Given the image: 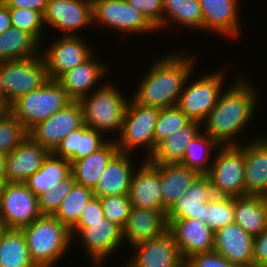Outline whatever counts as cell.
Masks as SVG:
<instances>
[{"mask_svg": "<svg viewBox=\"0 0 267 267\" xmlns=\"http://www.w3.org/2000/svg\"><path fill=\"white\" fill-rule=\"evenodd\" d=\"M0 73L7 110L19 97L40 88L49 80L41 54L26 59L0 62Z\"/></svg>", "mask_w": 267, "mask_h": 267, "instance_id": "cell-9", "label": "cell"}, {"mask_svg": "<svg viewBox=\"0 0 267 267\" xmlns=\"http://www.w3.org/2000/svg\"><path fill=\"white\" fill-rule=\"evenodd\" d=\"M205 223L214 233L226 225L235 223L234 197L215 195L208 201Z\"/></svg>", "mask_w": 267, "mask_h": 267, "instance_id": "cell-38", "label": "cell"}, {"mask_svg": "<svg viewBox=\"0 0 267 267\" xmlns=\"http://www.w3.org/2000/svg\"><path fill=\"white\" fill-rule=\"evenodd\" d=\"M168 231L166 211L132 207L123 228V240L133 247Z\"/></svg>", "mask_w": 267, "mask_h": 267, "instance_id": "cell-23", "label": "cell"}, {"mask_svg": "<svg viewBox=\"0 0 267 267\" xmlns=\"http://www.w3.org/2000/svg\"><path fill=\"white\" fill-rule=\"evenodd\" d=\"M253 242V235L232 223L215 232L213 251L232 264L253 267Z\"/></svg>", "mask_w": 267, "mask_h": 267, "instance_id": "cell-22", "label": "cell"}, {"mask_svg": "<svg viewBox=\"0 0 267 267\" xmlns=\"http://www.w3.org/2000/svg\"><path fill=\"white\" fill-rule=\"evenodd\" d=\"M234 265L214 251L195 254L185 261V267H233Z\"/></svg>", "mask_w": 267, "mask_h": 267, "instance_id": "cell-45", "label": "cell"}, {"mask_svg": "<svg viewBox=\"0 0 267 267\" xmlns=\"http://www.w3.org/2000/svg\"><path fill=\"white\" fill-rule=\"evenodd\" d=\"M157 29L162 30L163 0H127Z\"/></svg>", "mask_w": 267, "mask_h": 267, "instance_id": "cell-44", "label": "cell"}, {"mask_svg": "<svg viewBox=\"0 0 267 267\" xmlns=\"http://www.w3.org/2000/svg\"><path fill=\"white\" fill-rule=\"evenodd\" d=\"M132 158L133 156L130 153L119 151L111 159L92 189L94 197L102 198L129 194L131 179L136 169Z\"/></svg>", "mask_w": 267, "mask_h": 267, "instance_id": "cell-25", "label": "cell"}, {"mask_svg": "<svg viewBox=\"0 0 267 267\" xmlns=\"http://www.w3.org/2000/svg\"><path fill=\"white\" fill-rule=\"evenodd\" d=\"M93 198L92 189L75 183L53 216L71 230L79 222L87 203Z\"/></svg>", "mask_w": 267, "mask_h": 267, "instance_id": "cell-37", "label": "cell"}, {"mask_svg": "<svg viewBox=\"0 0 267 267\" xmlns=\"http://www.w3.org/2000/svg\"><path fill=\"white\" fill-rule=\"evenodd\" d=\"M202 130V124L191 121L187 126L160 141L148 159L150 163H180L187 145Z\"/></svg>", "mask_w": 267, "mask_h": 267, "instance_id": "cell-30", "label": "cell"}, {"mask_svg": "<svg viewBox=\"0 0 267 267\" xmlns=\"http://www.w3.org/2000/svg\"><path fill=\"white\" fill-rule=\"evenodd\" d=\"M170 23L190 30H203V15L198 0H163L162 30Z\"/></svg>", "mask_w": 267, "mask_h": 267, "instance_id": "cell-34", "label": "cell"}, {"mask_svg": "<svg viewBox=\"0 0 267 267\" xmlns=\"http://www.w3.org/2000/svg\"><path fill=\"white\" fill-rule=\"evenodd\" d=\"M5 160L6 155L0 153V188L7 183L5 176Z\"/></svg>", "mask_w": 267, "mask_h": 267, "instance_id": "cell-50", "label": "cell"}, {"mask_svg": "<svg viewBox=\"0 0 267 267\" xmlns=\"http://www.w3.org/2000/svg\"><path fill=\"white\" fill-rule=\"evenodd\" d=\"M244 78L242 75L235 78L229 88L221 91L215 107L202 123V130L220 146L243 144L245 140L239 138H244V129L255 117L260 90H255L250 79Z\"/></svg>", "mask_w": 267, "mask_h": 267, "instance_id": "cell-1", "label": "cell"}, {"mask_svg": "<svg viewBox=\"0 0 267 267\" xmlns=\"http://www.w3.org/2000/svg\"><path fill=\"white\" fill-rule=\"evenodd\" d=\"M131 99V100H130ZM129 99L121 129L116 138L120 152L134 153V149H146L145 160L154 152V130L160 113V108L145 106L137 103L132 97ZM133 152V153H132Z\"/></svg>", "mask_w": 267, "mask_h": 267, "instance_id": "cell-6", "label": "cell"}, {"mask_svg": "<svg viewBox=\"0 0 267 267\" xmlns=\"http://www.w3.org/2000/svg\"><path fill=\"white\" fill-rule=\"evenodd\" d=\"M225 72H211L191 81L193 73L186 80L177 107L191 120L203 123L207 115L215 107L223 84ZM191 79V80H190ZM190 81V82H189Z\"/></svg>", "mask_w": 267, "mask_h": 267, "instance_id": "cell-10", "label": "cell"}, {"mask_svg": "<svg viewBox=\"0 0 267 267\" xmlns=\"http://www.w3.org/2000/svg\"><path fill=\"white\" fill-rule=\"evenodd\" d=\"M81 36H59L41 46L42 55L49 79L56 80L60 75L86 61L95 51ZM91 47V48H90ZM42 49H44L42 51Z\"/></svg>", "mask_w": 267, "mask_h": 267, "instance_id": "cell-13", "label": "cell"}, {"mask_svg": "<svg viewBox=\"0 0 267 267\" xmlns=\"http://www.w3.org/2000/svg\"><path fill=\"white\" fill-rule=\"evenodd\" d=\"M219 147L220 145L202 130L187 145L180 164L196 171L199 175H207L214 161L212 154Z\"/></svg>", "mask_w": 267, "mask_h": 267, "instance_id": "cell-35", "label": "cell"}, {"mask_svg": "<svg viewBox=\"0 0 267 267\" xmlns=\"http://www.w3.org/2000/svg\"><path fill=\"white\" fill-rule=\"evenodd\" d=\"M72 101L56 80L49 79L40 88L15 100L10 105L9 111L29 131L33 126L48 119Z\"/></svg>", "mask_w": 267, "mask_h": 267, "instance_id": "cell-5", "label": "cell"}, {"mask_svg": "<svg viewBox=\"0 0 267 267\" xmlns=\"http://www.w3.org/2000/svg\"><path fill=\"white\" fill-rule=\"evenodd\" d=\"M93 24L130 34L155 33L157 29L127 0H92ZM100 23V24H97Z\"/></svg>", "mask_w": 267, "mask_h": 267, "instance_id": "cell-11", "label": "cell"}, {"mask_svg": "<svg viewBox=\"0 0 267 267\" xmlns=\"http://www.w3.org/2000/svg\"><path fill=\"white\" fill-rule=\"evenodd\" d=\"M191 120L177 107L160 109L154 130V150L163 139L187 126Z\"/></svg>", "mask_w": 267, "mask_h": 267, "instance_id": "cell-40", "label": "cell"}, {"mask_svg": "<svg viewBox=\"0 0 267 267\" xmlns=\"http://www.w3.org/2000/svg\"><path fill=\"white\" fill-rule=\"evenodd\" d=\"M233 267H251L250 265H239V264H235Z\"/></svg>", "mask_w": 267, "mask_h": 267, "instance_id": "cell-55", "label": "cell"}, {"mask_svg": "<svg viewBox=\"0 0 267 267\" xmlns=\"http://www.w3.org/2000/svg\"><path fill=\"white\" fill-rule=\"evenodd\" d=\"M94 55L96 54L93 53L82 64L66 71L56 79V82L67 92V95L73 101H79L103 85V82L100 80L109 71L108 64L105 65L103 61L101 62Z\"/></svg>", "mask_w": 267, "mask_h": 267, "instance_id": "cell-18", "label": "cell"}, {"mask_svg": "<svg viewBox=\"0 0 267 267\" xmlns=\"http://www.w3.org/2000/svg\"><path fill=\"white\" fill-rule=\"evenodd\" d=\"M2 218L6 229L20 230L42 216L38 197L24 183H6L1 187Z\"/></svg>", "mask_w": 267, "mask_h": 267, "instance_id": "cell-12", "label": "cell"}, {"mask_svg": "<svg viewBox=\"0 0 267 267\" xmlns=\"http://www.w3.org/2000/svg\"><path fill=\"white\" fill-rule=\"evenodd\" d=\"M263 199H264L265 203L267 204V191H266L265 194L263 195Z\"/></svg>", "mask_w": 267, "mask_h": 267, "instance_id": "cell-56", "label": "cell"}, {"mask_svg": "<svg viewBox=\"0 0 267 267\" xmlns=\"http://www.w3.org/2000/svg\"><path fill=\"white\" fill-rule=\"evenodd\" d=\"M253 267H267V229L254 236Z\"/></svg>", "mask_w": 267, "mask_h": 267, "instance_id": "cell-46", "label": "cell"}, {"mask_svg": "<svg viewBox=\"0 0 267 267\" xmlns=\"http://www.w3.org/2000/svg\"><path fill=\"white\" fill-rule=\"evenodd\" d=\"M113 139L96 152L71 163V174L77 184L90 189L95 187L111 159L119 152Z\"/></svg>", "mask_w": 267, "mask_h": 267, "instance_id": "cell-29", "label": "cell"}, {"mask_svg": "<svg viewBox=\"0 0 267 267\" xmlns=\"http://www.w3.org/2000/svg\"><path fill=\"white\" fill-rule=\"evenodd\" d=\"M123 267H124V265H123ZM125 267H131V266L126 262Z\"/></svg>", "mask_w": 267, "mask_h": 267, "instance_id": "cell-57", "label": "cell"}, {"mask_svg": "<svg viewBox=\"0 0 267 267\" xmlns=\"http://www.w3.org/2000/svg\"><path fill=\"white\" fill-rule=\"evenodd\" d=\"M132 248L134 255L128 260L131 267H185V261L169 231Z\"/></svg>", "mask_w": 267, "mask_h": 267, "instance_id": "cell-16", "label": "cell"}, {"mask_svg": "<svg viewBox=\"0 0 267 267\" xmlns=\"http://www.w3.org/2000/svg\"><path fill=\"white\" fill-rule=\"evenodd\" d=\"M207 174L214 194L245 196V142L241 145L220 146Z\"/></svg>", "mask_w": 267, "mask_h": 267, "instance_id": "cell-7", "label": "cell"}, {"mask_svg": "<svg viewBox=\"0 0 267 267\" xmlns=\"http://www.w3.org/2000/svg\"><path fill=\"white\" fill-rule=\"evenodd\" d=\"M84 125L83 109L79 101H72L48 119L28 131V137L50 153L71 132Z\"/></svg>", "mask_w": 267, "mask_h": 267, "instance_id": "cell-14", "label": "cell"}, {"mask_svg": "<svg viewBox=\"0 0 267 267\" xmlns=\"http://www.w3.org/2000/svg\"><path fill=\"white\" fill-rule=\"evenodd\" d=\"M104 136L108 135L84 124L71 131L52 153L72 163L102 148L109 141Z\"/></svg>", "mask_w": 267, "mask_h": 267, "instance_id": "cell-27", "label": "cell"}, {"mask_svg": "<svg viewBox=\"0 0 267 267\" xmlns=\"http://www.w3.org/2000/svg\"><path fill=\"white\" fill-rule=\"evenodd\" d=\"M28 137L27 129L7 110L0 117V153L10 154Z\"/></svg>", "mask_w": 267, "mask_h": 267, "instance_id": "cell-39", "label": "cell"}, {"mask_svg": "<svg viewBox=\"0 0 267 267\" xmlns=\"http://www.w3.org/2000/svg\"><path fill=\"white\" fill-rule=\"evenodd\" d=\"M20 230L24 234L32 261L37 267L56 266L68 250L70 251L72 242L74 243L70 230L50 215H42Z\"/></svg>", "mask_w": 267, "mask_h": 267, "instance_id": "cell-3", "label": "cell"}, {"mask_svg": "<svg viewBox=\"0 0 267 267\" xmlns=\"http://www.w3.org/2000/svg\"><path fill=\"white\" fill-rule=\"evenodd\" d=\"M50 152L27 137L10 154L6 155L5 176L7 183H23L37 172Z\"/></svg>", "mask_w": 267, "mask_h": 267, "instance_id": "cell-24", "label": "cell"}, {"mask_svg": "<svg viewBox=\"0 0 267 267\" xmlns=\"http://www.w3.org/2000/svg\"><path fill=\"white\" fill-rule=\"evenodd\" d=\"M185 54V50L169 52L152 61L132 98L141 105L160 109L177 106L186 80L197 67L196 55Z\"/></svg>", "mask_w": 267, "mask_h": 267, "instance_id": "cell-2", "label": "cell"}, {"mask_svg": "<svg viewBox=\"0 0 267 267\" xmlns=\"http://www.w3.org/2000/svg\"><path fill=\"white\" fill-rule=\"evenodd\" d=\"M134 171L129 199L132 207L162 210V189L159 171L145 159Z\"/></svg>", "mask_w": 267, "mask_h": 267, "instance_id": "cell-21", "label": "cell"}, {"mask_svg": "<svg viewBox=\"0 0 267 267\" xmlns=\"http://www.w3.org/2000/svg\"><path fill=\"white\" fill-rule=\"evenodd\" d=\"M8 8H24L40 11L44 14L49 0H1Z\"/></svg>", "mask_w": 267, "mask_h": 267, "instance_id": "cell-48", "label": "cell"}, {"mask_svg": "<svg viewBox=\"0 0 267 267\" xmlns=\"http://www.w3.org/2000/svg\"><path fill=\"white\" fill-rule=\"evenodd\" d=\"M70 232L72 240L79 239L78 242L89 256L87 259L92 260L94 267H102L105 260L124 244L123 229L106 218L95 222H78Z\"/></svg>", "mask_w": 267, "mask_h": 267, "instance_id": "cell-8", "label": "cell"}, {"mask_svg": "<svg viewBox=\"0 0 267 267\" xmlns=\"http://www.w3.org/2000/svg\"><path fill=\"white\" fill-rule=\"evenodd\" d=\"M7 111V109L0 103V117Z\"/></svg>", "mask_w": 267, "mask_h": 267, "instance_id": "cell-52", "label": "cell"}, {"mask_svg": "<svg viewBox=\"0 0 267 267\" xmlns=\"http://www.w3.org/2000/svg\"><path fill=\"white\" fill-rule=\"evenodd\" d=\"M105 219L100 198L94 197L83 209L79 222H95Z\"/></svg>", "mask_w": 267, "mask_h": 267, "instance_id": "cell-47", "label": "cell"}, {"mask_svg": "<svg viewBox=\"0 0 267 267\" xmlns=\"http://www.w3.org/2000/svg\"><path fill=\"white\" fill-rule=\"evenodd\" d=\"M107 82V83H106ZM103 85L79 100L84 124L104 134H120L125 110L129 99L122 94L117 85L108 80Z\"/></svg>", "mask_w": 267, "mask_h": 267, "instance_id": "cell-4", "label": "cell"}, {"mask_svg": "<svg viewBox=\"0 0 267 267\" xmlns=\"http://www.w3.org/2000/svg\"><path fill=\"white\" fill-rule=\"evenodd\" d=\"M160 175L162 210L166 211L190 188L199 175L180 163L154 164Z\"/></svg>", "mask_w": 267, "mask_h": 267, "instance_id": "cell-28", "label": "cell"}, {"mask_svg": "<svg viewBox=\"0 0 267 267\" xmlns=\"http://www.w3.org/2000/svg\"><path fill=\"white\" fill-rule=\"evenodd\" d=\"M75 183L73 175L70 174L60 184L39 195L38 205L41 214L53 216Z\"/></svg>", "mask_w": 267, "mask_h": 267, "instance_id": "cell-42", "label": "cell"}, {"mask_svg": "<svg viewBox=\"0 0 267 267\" xmlns=\"http://www.w3.org/2000/svg\"><path fill=\"white\" fill-rule=\"evenodd\" d=\"M1 218H2V198H1V188H0V224H1Z\"/></svg>", "mask_w": 267, "mask_h": 267, "instance_id": "cell-53", "label": "cell"}, {"mask_svg": "<svg viewBox=\"0 0 267 267\" xmlns=\"http://www.w3.org/2000/svg\"><path fill=\"white\" fill-rule=\"evenodd\" d=\"M235 224L256 236L267 229V204L263 196L234 197Z\"/></svg>", "mask_w": 267, "mask_h": 267, "instance_id": "cell-31", "label": "cell"}, {"mask_svg": "<svg viewBox=\"0 0 267 267\" xmlns=\"http://www.w3.org/2000/svg\"><path fill=\"white\" fill-rule=\"evenodd\" d=\"M214 196L208 175H198L190 188L167 210V221L196 219L205 223L206 205Z\"/></svg>", "mask_w": 267, "mask_h": 267, "instance_id": "cell-20", "label": "cell"}, {"mask_svg": "<svg viewBox=\"0 0 267 267\" xmlns=\"http://www.w3.org/2000/svg\"><path fill=\"white\" fill-rule=\"evenodd\" d=\"M267 191V135L245 141V195Z\"/></svg>", "mask_w": 267, "mask_h": 267, "instance_id": "cell-26", "label": "cell"}, {"mask_svg": "<svg viewBox=\"0 0 267 267\" xmlns=\"http://www.w3.org/2000/svg\"><path fill=\"white\" fill-rule=\"evenodd\" d=\"M12 27L9 8L0 0V34Z\"/></svg>", "mask_w": 267, "mask_h": 267, "instance_id": "cell-49", "label": "cell"}, {"mask_svg": "<svg viewBox=\"0 0 267 267\" xmlns=\"http://www.w3.org/2000/svg\"><path fill=\"white\" fill-rule=\"evenodd\" d=\"M105 218L125 227L132 205L128 195L105 196L100 198Z\"/></svg>", "mask_w": 267, "mask_h": 267, "instance_id": "cell-43", "label": "cell"}, {"mask_svg": "<svg viewBox=\"0 0 267 267\" xmlns=\"http://www.w3.org/2000/svg\"><path fill=\"white\" fill-rule=\"evenodd\" d=\"M71 174V163L52 152L44 159L41 168L23 182L37 197L60 184Z\"/></svg>", "mask_w": 267, "mask_h": 267, "instance_id": "cell-32", "label": "cell"}, {"mask_svg": "<svg viewBox=\"0 0 267 267\" xmlns=\"http://www.w3.org/2000/svg\"><path fill=\"white\" fill-rule=\"evenodd\" d=\"M0 103L7 109V100L5 99L4 96L1 73H0Z\"/></svg>", "mask_w": 267, "mask_h": 267, "instance_id": "cell-51", "label": "cell"}, {"mask_svg": "<svg viewBox=\"0 0 267 267\" xmlns=\"http://www.w3.org/2000/svg\"><path fill=\"white\" fill-rule=\"evenodd\" d=\"M0 267H37L21 230L6 229L0 241Z\"/></svg>", "mask_w": 267, "mask_h": 267, "instance_id": "cell-36", "label": "cell"}, {"mask_svg": "<svg viewBox=\"0 0 267 267\" xmlns=\"http://www.w3.org/2000/svg\"><path fill=\"white\" fill-rule=\"evenodd\" d=\"M6 230V228L0 224V241H1V238H2V235H3V232Z\"/></svg>", "mask_w": 267, "mask_h": 267, "instance_id": "cell-54", "label": "cell"}, {"mask_svg": "<svg viewBox=\"0 0 267 267\" xmlns=\"http://www.w3.org/2000/svg\"><path fill=\"white\" fill-rule=\"evenodd\" d=\"M203 15V31L237 38L242 32L239 0H198Z\"/></svg>", "mask_w": 267, "mask_h": 267, "instance_id": "cell-19", "label": "cell"}, {"mask_svg": "<svg viewBox=\"0 0 267 267\" xmlns=\"http://www.w3.org/2000/svg\"><path fill=\"white\" fill-rule=\"evenodd\" d=\"M167 222L168 231L174 237L184 261L195 254L213 251L215 233L206 223L196 219H179Z\"/></svg>", "mask_w": 267, "mask_h": 267, "instance_id": "cell-17", "label": "cell"}, {"mask_svg": "<svg viewBox=\"0 0 267 267\" xmlns=\"http://www.w3.org/2000/svg\"><path fill=\"white\" fill-rule=\"evenodd\" d=\"M11 25L29 33L40 45L43 46L44 25L43 14L40 11L24 8H9ZM42 38V39H41ZM42 41V42H41Z\"/></svg>", "mask_w": 267, "mask_h": 267, "instance_id": "cell-41", "label": "cell"}, {"mask_svg": "<svg viewBox=\"0 0 267 267\" xmlns=\"http://www.w3.org/2000/svg\"><path fill=\"white\" fill-rule=\"evenodd\" d=\"M41 45L27 32L11 27L0 34V62L40 55Z\"/></svg>", "mask_w": 267, "mask_h": 267, "instance_id": "cell-33", "label": "cell"}, {"mask_svg": "<svg viewBox=\"0 0 267 267\" xmlns=\"http://www.w3.org/2000/svg\"><path fill=\"white\" fill-rule=\"evenodd\" d=\"M43 21L62 36H81L77 31L93 25L92 0H49Z\"/></svg>", "mask_w": 267, "mask_h": 267, "instance_id": "cell-15", "label": "cell"}]
</instances>
